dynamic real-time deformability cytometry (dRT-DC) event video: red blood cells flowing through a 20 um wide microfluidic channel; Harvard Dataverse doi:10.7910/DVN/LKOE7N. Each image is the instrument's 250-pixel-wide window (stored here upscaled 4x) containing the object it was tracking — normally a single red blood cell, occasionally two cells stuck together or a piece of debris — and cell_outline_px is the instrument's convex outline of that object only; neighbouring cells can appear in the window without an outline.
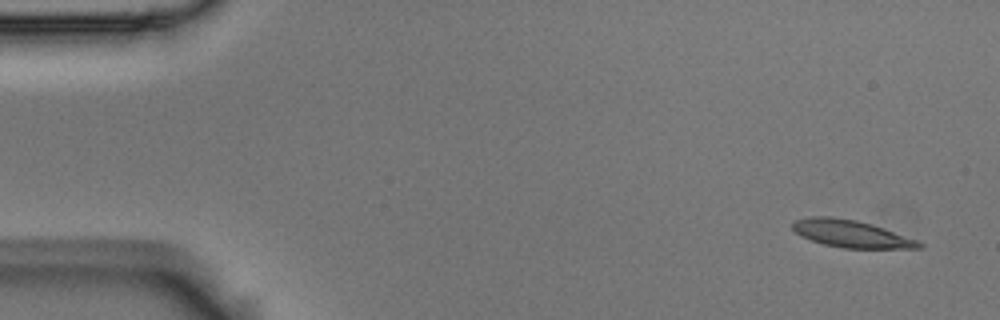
{"species": "Egyptian fruit bat (a non-hibernating species)", "species_latin": "Rousettus aegyptiacus", "temperature_condition": "room temperature", "stored_images_in_passage": 6, "camera_frame_rate_fps": 3000, "um_per_image_px": 0.085, "animal": {"sex": "male"}, "frame": {"image": 1, "passage_image": 1, "time_ms": 0.0, "image_size_px": [1000, 320], "cell_outline_px": [[924, 248], [844, 248], [824, 244], [800, 236], [792, 228], [792, 224], [796, 220], [808, 216], [832, 216], [856, 220], [872, 224], [884, 228], [916, 240], [924, 244]], "centroid_in_image_um": [72.33, 19.86], "position_along_channel_um": 12.7, "area_um2": 20.0}}
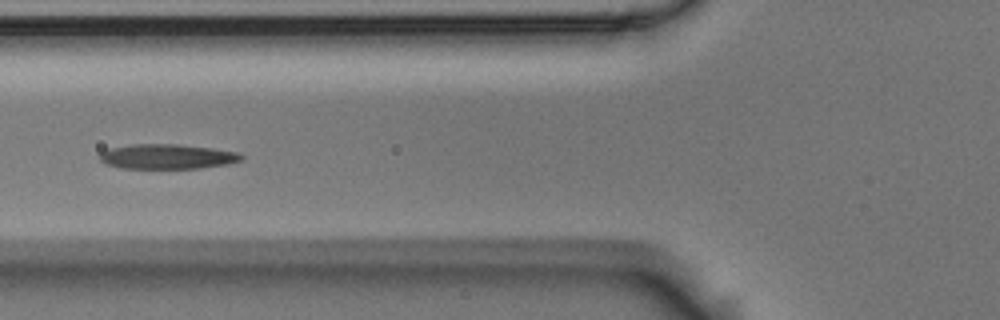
{"frame": {"image": 2, "passage_image": 6, "time_ms": 1.667, "image_size_px": [1000, 320], "cell_outline_px": [[244, 156], [240, 160], [228, 164], [200, 168], [120, 168], [104, 164], [100, 160], [100, 152], [108, 148], [132, 144], [176, 144], [212, 148], [240, 152]], "centroid_in_image_um": [14.19, 13.3], "position_along_channel_um": 111.6, "area_um2": 20.63}}